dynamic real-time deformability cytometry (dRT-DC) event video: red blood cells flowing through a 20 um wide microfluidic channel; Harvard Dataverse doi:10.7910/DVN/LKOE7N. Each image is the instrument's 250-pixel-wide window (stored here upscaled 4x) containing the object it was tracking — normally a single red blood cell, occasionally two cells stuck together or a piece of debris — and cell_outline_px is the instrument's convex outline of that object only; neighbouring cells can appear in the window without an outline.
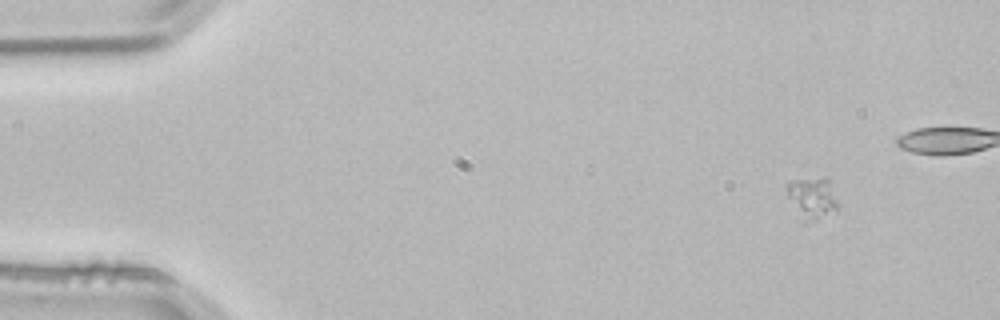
{"species": "common noctule bat (a hibernating species)", "species_latin": "Nyctalus noctula", "temperature_condition": "room temperature", "stored_images_in_passage": 4, "segment_of_instrument_passage": [1, 2], "camera_frame_rate_fps": 3000, "um_per_image_px": 0.085, "animal": {"sex": "male", "body_mass_g": 21.5, "forearm_length_mm": 52.0}, "frame": {"image": 1, "passage_image": 1, "time_ms": 0.0, "image_size_px": [1000, 320], "cell_outline_px": [[840, 204], [836, 212], [816, 220], [804, 224], [788, 196], [788, 184], [792, 180], [824, 176], [828, 180]], "centroid_in_image_um": [69.09, 16.85], "position_along_channel_um": 15.9, "area_um2": 12.54}}